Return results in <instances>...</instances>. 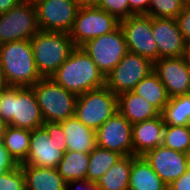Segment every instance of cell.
<instances>
[{
  "instance_id": "obj_1",
  "label": "cell",
  "mask_w": 190,
  "mask_h": 190,
  "mask_svg": "<svg viewBox=\"0 0 190 190\" xmlns=\"http://www.w3.org/2000/svg\"><path fill=\"white\" fill-rule=\"evenodd\" d=\"M50 78L77 96L105 86V76L81 47H76Z\"/></svg>"
},
{
  "instance_id": "obj_2",
  "label": "cell",
  "mask_w": 190,
  "mask_h": 190,
  "mask_svg": "<svg viewBox=\"0 0 190 190\" xmlns=\"http://www.w3.org/2000/svg\"><path fill=\"white\" fill-rule=\"evenodd\" d=\"M0 72L5 84L14 87H32L43 78L36 67L30 40L0 44Z\"/></svg>"
},
{
  "instance_id": "obj_3",
  "label": "cell",
  "mask_w": 190,
  "mask_h": 190,
  "mask_svg": "<svg viewBox=\"0 0 190 190\" xmlns=\"http://www.w3.org/2000/svg\"><path fill=\"white\" fill-rule=\"evenodd\" d=\"M67 151L65 133L60 122H44L31 130L29 152L21 164L57 169Z\"/></svg>"
},
{
  "instance_id": "obj_4",
  "label": "cell",
  "mask_w": 190,
  "mask_h": 190,
  "mask_svg": "<svg viewBox=\"0 0 190 190\" xmlns=\"http://www.w3.org/2000/svg\"><path fill=\"white\" fill-rule=\"evenodd\" d=\"M0 108V118L7 125L33 130L44 123L32 87L8 86Z\"/></svg>"
},
{
  "instance_id": "obj_5",
  "label": "cell",
  "mask_w": 190,
  "mask_h": 190,
  "mask_svg": "<svg viewBox=\"0 0 190 190\" xmlns=\"http://www.w3.org/2000/svg\"><path fill=\"white\" fill-rule=\"evenodd\" d=\"M34 61L43 78H49L76 48L70 35L39 30L30 40Z\"/></svg>"
},
{
  "instance_id": "obj_6",
  "label": "cell",
  "mask_w": 190,
  "mask_h": 190,
  "mask_svg": "<svg viewBox=\"0 0 190 190\" xmlns=\"http://www.w3.org/2000/svg\"><path fill=\"white\" fill-rule=\"evenodd\" d=\"M32 88L44 122H61L75 115L78 96L58 85L50 77L40 79Z\"/></svg>"
},
{
  "instance_id": "obj_7",
  "label": "cell",
  "mask_w": 190,
  "mask_h": 190,
  "mask_svg": "<svg viewBox=\"0 0 190 190\" xmlns=\"http://www.w3.org/2000/svg\"><path fill=\"white\" fill-rule=\"evenodd\" d=\"M117 110V95L104 86L78 95L75 116L85 126L95 131Z\"/></svg>"
},
{
  "instance_id": "obj_8",
  "label": "cell",
  "mask_w": 190,
  "mask_h": 190,
  "mask_svg": "<svg viewBox=\"0 0 190 190\" xmlns=\"http://www.w3.org/2000/svg\"><path fill=\"white\" fill-rule=\"evenodd\" d=\"M120 26V21L97 6L80 7L69 33L76 47L88 40L111 33Z\"/></svg>"
},
{
  "instance_id": "obj_9",
  "label": "cell",
  "mask_w": 190,
  "mask_h": 190,
  "mask_svg": "<svg viewBox=\"0 0 190 190\" xmlns=\"http://www.w3.org/2000/svg\"><path fill=\"white\" fill-rule=\"evenodd\" d=\"M80 47L91 57L104 76H107L128 52L120 26L111 33L88 40Z\"/></svg>"
},
{
  "instance_id": "obj_10",
  "label": "cell",
  "mask_w": 190,
  "mask_h": 190,
  "mask_svg": "<svg viewBox=\"0 0 190 190\" xmlns=\"http://www.w3.org/2000/svg\"><path fill=\"white\" fill-rule=\"evenodd\" d=\"M38 31L33 1L23 0L9 11L0 14V44L31 40Z\"/></svg>"
},
{
  "instance_id": "obj_11",
  "label": "cell",
  "mask_w": 190,
  "mask_h": 190,
  "mask_svg": "<svg viewBox=\"0 0 190 190\" xmlns=\"http://www.w3.org/2000/svg\"><path fill=\"white\" fill-rule=\"evenodd\" d=\"M153 69L154 63L149 59L128 51L115 68L105 76V86L116 95L133 91Z\"/></svg>"
},
{
  "instance_id": "obj_12",
  "label": "cell",
  "mask_w": 190,
  "mask_h": 190,
  "mask_svg": "<svg viewBox=\"0 0 190 190\" xmlns=\"http://www.w3.org/2000/svg\"><path fill=\"white\" fill-rule=\"evenodd\" d=\"M39 30L70 33L80 6L75 0H33Z\"/></svg>"
},
{
  "instance_id": "obj_13",
  "label": "cell",
  "mask_w": 190,
  "mask_h": 190,
  "mask_svg": "<svg viewBox=\"0 0 190 190\" xmlns=\"http://www.w3.org/2000/svg\"><path fill=\"white\" fill-rule=\"evenodd\" d=\"M128 51L149 59L155 63L159 52L152 34V17L133 15L120 21Z\"/></svg>"
},
{
  "instance_id": "obj_14",
  "label": "cell",
  "mask_w": 190,
  "mask_h": 190,
  "mask_svg": "<svg viewBox=\"0 0 190 190\" xmlns=\"http://www.w3.org/2000/svg\"><path fill=\"white\" fill-rule=\"evenodd\" d=\"M132 126L119 111H116L95 131L96 146L122 156L133 155Z\"/></svg>"
},
{
  "instance_id": "obj_15",
  "label": "cell",
  "mask_w": 190,
  "mask_h": 190,
  "mask_svg": "<svg viewBox=\"0 0 190 190\" xmlns=\"http://www.w3.org/2000/svg\"><path fill=\"white\" fill-rule=\"evenodd\" d=\"M143 157L167 184L182 176L189 167L190 155L160 145L147 151Z\"/></svg>"
},
{
  "instance_id": "obj_16",
  "label": "cell",
  "mask_w": 190,
  "mask_h": 190,
  "mask_svg": "<svg viewBox=\"0 0 190 190\" xmlns=\"http://www.w3.org/2000/svg\"><path fill=\"white\" fill-rule=\"evenodd\" d=\"M164 84L169 97L186 95L190 85V65L184 57L160 58L153 69Z\"/></svg>"
},
{
  "instance_id": "obj_17",
  "label": "cell",
  "mask_w": 190,
  "mask_h": 190,
  "mask_svg": "<svg viewBox=\"0 0 190 190\" xmlns=\"http://www.w3.org/2000/svg\"><path fill=\"white\" fill-rule=\"evenodd\" d=\"M152 34L158 47L159 59L184 55L186 41L176 19L152 17Z\"/></svg>"
},
{
  "instance_id": "obj_18",
  "label": "cell",
  "mask_w": 190,
  "mask_h": 190,
  "mask_svg": "<svg viewBox=\"0 0 190 190\" xmlns=\"http://www.w3.org/2000/svg\"><path fill=\"white\" fill-rule=\"evenodd\" d=\"M165 123L162 115L133 124V156H143L147 151L162 145Z\"/></svg>"
},
{
  "instance_id": "obj_19",
  "label": "cell",
  "mask_w": 190,
  "mask_h": 190,
  "mask_svg": "<svg viewBox=\"0 0 190 190\" xmlns=\"http://www.w3.org/2000/svg\"><path fill=\"white\" fill-rule=\"evenodd\" d=\"M117 110L133 125L155 118L161 112L133 91L117 95Z\"/></svg>"
},
{
  "instance_id": "obj_20",
  "label": "cell",
  "mask_w": 190,
  "mask_h": 190,
  "mask_svg": "<svg viewBox=\"0 0 190 190\" xmlns=\"http://www.w3.org/2000/svg\"><path fill=\"white\" fill-rule=\"evenodd\" d=\"M69 151L91 152L96 147L95 130L85 126L76 116L60 122Z\"/></svg>"
},
{
  "instance_id": "obj_21",
  "label": "cell",
  "mask_w": 190,
  "mask_h": 190,
  "mask_svg": "<svg viewBox=\"0 0 190 190\" xmlns=\"http://www.w3.org/2000/svg\"><path fill=\"white\" fill-rule=\"evenodd\" d=\"M128 190H168V185L158 176L143 156L131 155Z\"/></svg>"
},
{
  "instance_id": "obj_22",
  "label": "cell",
  "mask_w": 190,
  "mask_h": 190,
  "mask_svg": "<svg viewBox=\"0 0 190 190\" xmlns=\"http://www.w3.org/2000/svg\"><path fill=\"white\" fill-rule=\"evenodd\" d=\"M24 176L26 190H66L67 182L55 168H41L20 164Z\"/></svg>"
},
{
  "instance_id": "obj_23",
  "label": "cell",
  "mask_w": 190,
  "mask_h": 190,
  "mask_svg": "<svg viewBox=\"0 0 190 190\" xmlns=\"http://www.w3.org/2000/svg\"><path fill=\"white\" fill-rule=\"evenodd\" d=\"M133 92L153 104L160 112L164 110L170 99L164 84L154 70L135 86Z\"/></svg>"
},
{
  "instance_id": "obj_24",
  "label": "cell",
  "mask_w": 190,
  "mask_h": 190,
  "mask_svg": "<svg viewBox=\"0 0 190 190\" xmlns=\"http://www.w3.org/2000/svg\"><path fill=\"white\" fill-rule=\"evenodd\" d=\"M131 171V155L122 156L97 180L100 190H128Z\"/></svg>"
},
{
  "instance_id": "obj_25",
  "label": "cell",
  "mask_w": 190,
  "mask_h": 190,
  "mask_svg": "<svg viewBox=\"0 0 190 190\" xmlns=\"http://www.w3.org/2000/svg\"><path fill=\"white\" fill-rule=\"evenodd\" d=\"M90 152L67 150L57 167L58 173L66 181L86 179Z\"/></svg>"
},
{
  "instance_id": "obj_26",
  "label": "cell",
  "mask_w": 190,
  "mask_h": 190,
  "mask_svg": "<svg viewBox=\"0 0 190 190\" xmlns=\"http://www.w3.org/2000/svg\"><path fill=\"white\" fill-rule=\"evenodd\" d=\"M31 130L7 125L2 142L18 164L23 163L29 152Z\"/></svg>"
},
{
  "instance_id": "obj_27",
  "label": "cell",
  "mask_w": 190,
  "mask_h": 190,
  "mask_svg": "<svg viewBox=\"0 0 190 190\" xmlns=\"http://www.w3.org/2000/svg\"><path fill=\"white\" fill-rule=\"evenodd\" d=\"M121 157L117 152L96 146L90 152L86 179L97 182Z\"/></svg>"
},
{
  "instance_id": "obj_28",
  "label": "cell",
  "mask_w": 190,
  "mask_h": 190,
  "mask_svg": "<svg viewBox=\"0 0 190 190\" xmlns=\"http://www.w3.org/2000/svg\"><path fill=\"white\" fill-rule=\"evenodd\" d=\"M161 115L165 125H190V94L171 97Z\"/></svg>"
},
{
  "instance_id": "obj_29",
  "label": "cell",
  "mask_w": 190,
  "mask_h": 190,
  "mask_svg": "<svg viewBox=\"0 0 190 190\" xmlns=\"http://www.w3.org/2000/svg\"><path fill=\"white\" fill-rule=\"evenodd\" d=\"M162 145L190 155V125H165Z\"/></svg>"
},
{
  "instance_id": "obj_30",
  "label": "cell",
  "mask_w": 190,
  "mask_h": 190,
  "mask_svg": "<svg viewBox=\"0 0 190 190\" xmlns=\"http://www.w3.org/2000/svg\"><path fill=\"white\" fill-rule=\"evenodd\" d=\"M189 0H150L147 16L153 18H174L180 14Z\"/></svg>"
},
{
  "instance_id": "obj_31",
  "label": "cell",
  "mask_w": 190,
  "mask_h": 190,
  "mask_svg": "<svg viewBox=\"0 0 190 190\" xmlns=\"http://www.w3.org/2000/svg\"><path fill=\"white\" fill-rule=\"evenodd\" d=\"M0 190H26L25 176L20 164L0 176Z\"/></svg>"
},
{
  "instance_id": "obj_32",
  "label": "cell",
  "mask_w": 190,
  "mask_h": 190,
  "mask_svg": "<svg viewBox=\"0 0 190 190\" xmlns=\"http://www.w3.org/2000/svg\"><path fill=\"white\" fill-rule=\"evenodd\" d=\"M96 6L115 16L119 21L129 17L128 0H98Z\"/></svg>"
},
{
  "instance_id": "obj_33",
  "label": "cell",
  "mask_w": 190,
  "mask_h": 190,
  "mask_svg": "<svg viewBox=\"0 0 190 190\" xmlns=\"http://www.w3.org/2000/svg\"><path fill=\"white\" fill-rule=\"evenodd\" d=\"M179 29L186 42L190 41V1L184 6L183 10L176 17Z\"/></svg>"
},
{
  "instance_id": "obj_34",
  "label": "cell",
  "mask_w": 190,
  "mask_h": 190,
  "mask_svg": "<svg viewBox=\"0 0 190 190\" xmlns=\"http://www.w3.org/2000/svg\"><path fill=\"white\" fill-rule=\"evenodd\" d=\"M19 164L10 155L8 150L5 148L2 140H0V176L6 172L16 168Z\"/></svg>"
},
{
  "instance_id": "obj_35",
  "label": "cell",
  "mask_w": 190,
  "mask_h": 190,
  "mask_svg": "<svg viewBox=\"0 0 190 190\" xmlns=\"http://www.w3.org/2000/svg\"><path fill=\"white\" fill-rule=\"evenodd\" d=\"M129 17L133 15H146L149 10L150 0H128Z\"/></svg>"
},
{
  "instance_id": "obj_36",
  "label": "cell",
  "mask_w": 190,
  "mask_h": 190,
  "mask_svg": "<svg viewBox=\"0 0 190 190\" xmlns=\"http://www.w3.org/2000/svg\"><path fill=\"white\" fill-rule=\"evenodd\" d=\"M66 190H100L94 181L87 179L72 180L67 182Z\"/></svg>"
},
{
  "instance_id": "obj_37",
  "label": "cell",
  "mask_w": 190,
  "mask_h": 190,
  "mask_svg": "<svg viewBox=\"0 0 190 190\" xmlns=\"http://www.w3.org/2000/svg\"><path fill=\"white\" fill-rule=\"evenodd\" d=\"M168 190H190V171H187L178 179L168 185Z\"/></svg>"
},
{
  "instance_id": "obj_38",
  "label": "cell",
  "mask_w": 190,
  "mask_h": 190,
  "mask_svg": "<svg viewBox=\"0 0 190 190\" xmlns=\"http://www.w3.org/2000/svg\"><path fill=\"white\" fill-rule=\"evenodd\" d=\"M23 0H0V14L9 11L20 4Z\"/></svg>"
},
{
  "instance_id": "obj_39",
  "label": "cell",
  "mask_w": 190,
  "mask_h": 190,
  "mask_svg": "<svg viewBox=\"0 0 190 190\" xmlns=\"http://www.w3.org/2000/svg\"><path fill=\"white\" fill-rule=\"evenodd\" d=\"M80 7L96 6L98 0H75Z\"/></svg>"
},
{
  "instance_id": "obj_40",
  "label": "cell",
  "mask_w": 190,
  "mask_h": 190,
  "mask_svg": "<svg viewBox=\"0 0 190 190\" xmlns=\"http://www.w3.org/2000/svg\"><path fill=\"white\" fill-rule=\"evenodd\" d=\"M183 57L185 61L190 65V41L185 43V50Z\"/></svg>"
},
{
  "instance_id": "obj_41",
  "label": "cell",
  "mask_w": 190,
  "mask_h": 190,
  "mask_svg": "<svg viewBox=\"0 0 190 190\" xmlns=\"http://www.w3.org/2000/svg\"><path fill=\"white\" fill-rule=\"evenodd\" d=\"M7 124L0 118V140H2Z\"/></svg>"
},
{
  "instance_id": "obj_42",
  "label": "cell",
  "mask_w": 190,
  "mask_h": 190,
  "mask_svg": "<svg viewBox=\"0 0 190 190\" xmlns=\"http://www.w3.org/2000/svg\"><path fill=\"white\" fill-rule=\"evenodd\" d=\"M6 86L2 73L0 72V90Z\"/></svg>"
},
{
  "instance_id": "obj_43",
  "label": "cell",
  "mask_w": 190,
  "mask_h": 190,
  "mask_svg": "<svg viewBox=\"0 0 190 190\" xmlns=\"http://www.w3.org/2000/svg\"><path fill=\"white\" fill-rule=\"evenodd\" d=\"M7 87H8V86L6 85L3 89L0 90V107H1V105H2L3 92H4V90H5ZM0 110H1V108H0Z\"/></svg>"
}]
</instances>
